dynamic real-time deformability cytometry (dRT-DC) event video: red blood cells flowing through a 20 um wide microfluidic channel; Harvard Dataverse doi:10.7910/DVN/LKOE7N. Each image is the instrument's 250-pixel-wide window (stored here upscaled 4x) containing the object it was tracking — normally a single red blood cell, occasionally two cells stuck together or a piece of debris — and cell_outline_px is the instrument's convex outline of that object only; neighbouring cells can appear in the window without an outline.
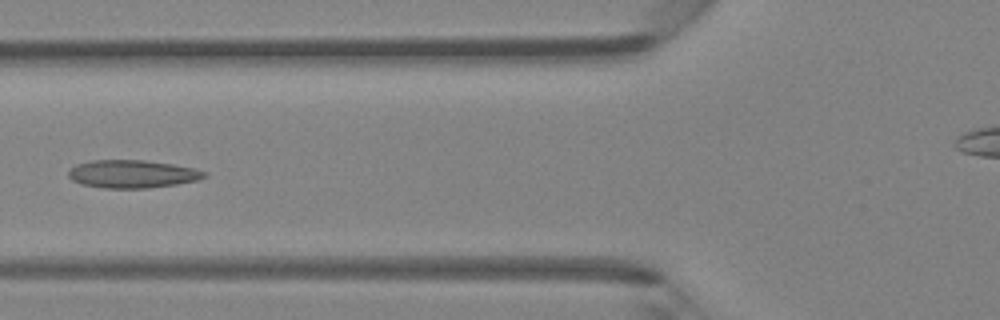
{"species": "Egyptian fruit bat (a non-hibernating species)", "species_latin": "Rousettus aegyptiacus", "temperature_condition": "room temperature", "stored_images_in_passage": 40, "camera_frame_rate_fps": 3000, "um_per_image_px": 0.085, "animal": {"sex": "female"}, "frame": {"image": 1, "passage_image": 11, "time_ms": 3.333, "image_size_px": [1000, 320], "cell_outline_px": [[208, 176], [196, 180], [176, 184], [148, 188], [104, 188], [80, 184], [72, 180], [68, 176], [68, 168], [76, 164], [92, 160], [144, 160], [172, 164], [196, 168], [208, 172]], "centroid_in_image_um": [11.23, 14.78], "position_along_channel_um": 114.6, "area_um2": 22.31}}
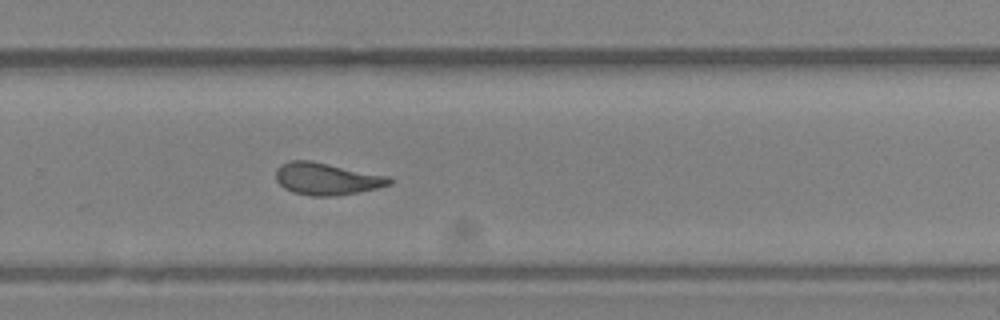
{"frame": {"image": 2, "passage_image": 24, "time_ms": 7.667, "image_size_px": [1000, 320], "cell_outline_px": [[392, 184], [360, 192], [332, 196], [312, 196], [292, 192], [284, 188], [276, 180], [276, 168], [280, 164], [292, 160], [308, 160], [392, 176]], "centroid_in_image_um": [27.78, 15.2], "position_along_channel_um": 302.0, "area_um2": 21.39}}
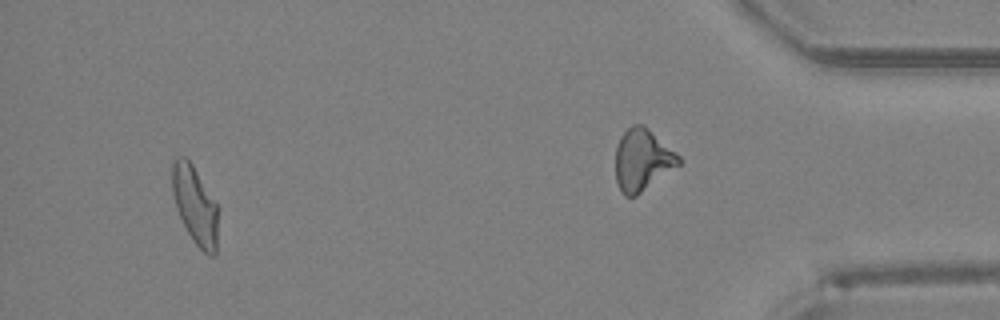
{"frame": {"image": 3, "passage_image": 37, "time_ms": 12.0, "image_size_px": [1000, 320], "cell_outline_px": [[216, 252], [212, 256], [208, 256], [192, 240], [176, 208], [172, 192], [172, 160], [176, 156], [184, 156], [192, 164], [216, 204]], "centroid_in_image_um": [16.53, 17.41], "position_along_channel_um": 418.7, "area_um2": 20.35}, "authors_computed_cell_mechanics": {"area_um2": 21.2126, "velocity_mm_per_s": 4.3394, "shape_relaxation_time_tau1_ms": 9.8555, "shape_relaxation_time_tau2_ms": 1.5109, "deformation_change_tau1": 0.2149, "deformation_change_tau2": 0.0909}}